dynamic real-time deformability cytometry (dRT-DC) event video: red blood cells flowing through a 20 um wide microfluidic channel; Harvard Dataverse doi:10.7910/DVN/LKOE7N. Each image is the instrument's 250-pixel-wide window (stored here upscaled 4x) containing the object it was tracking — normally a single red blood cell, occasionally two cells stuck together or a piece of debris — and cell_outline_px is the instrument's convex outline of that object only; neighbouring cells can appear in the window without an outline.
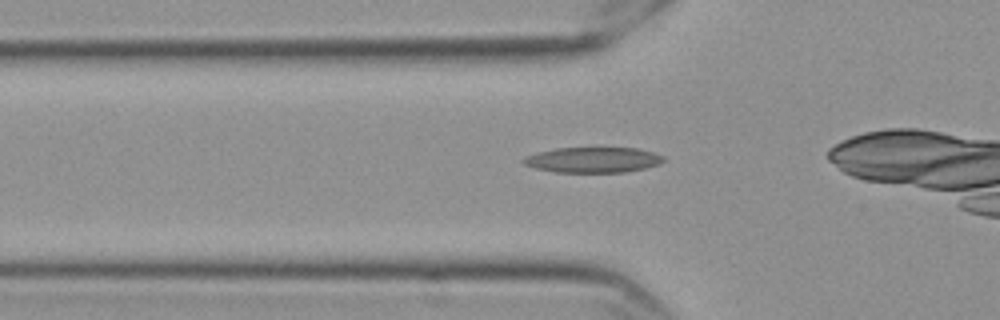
{"species": "Egyptian fruit bat (a non-hibernating species)", "species_latin": "Rousettus aegyptiacus", "temperature_condition": "cold", "stored_images_in_passage": 31, "camera_frame_rate_fps": 3000, "um_per_image_px": 0.085, "frame": {"image": 1, "passage_image": 5, "time_ms": 1.333, "image_size_px": [1000, 320], "cell_outline_px": [[664, 160], [660, 164], [644, 168], [624, 172], [556, 172], [536, 168], [524, 164], [520, 160], [524, 156], [536, 152], [556, 148], [636, 148], [652, 152], [664, 156]], "centroid_in_image_um": [50.37, 13.58], "position_along_channel_um": 75.4, "area_um2": 20.75}}
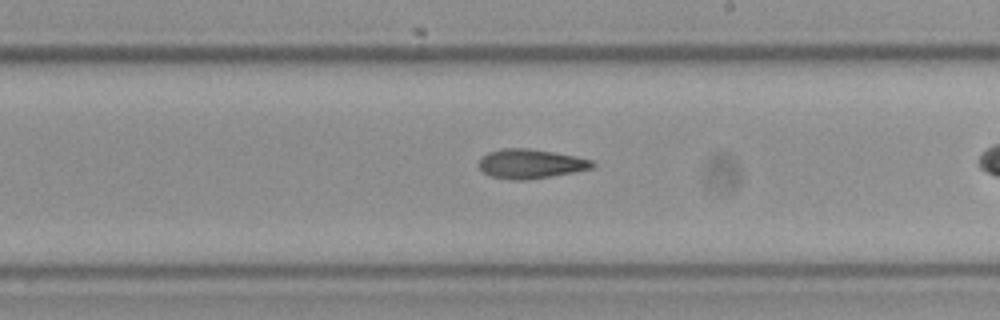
{"frame": {"image": 2, "passage_image": 19, "time_ms": 6.0, "image_size_px": [1000, 320], "cell_outline_px": [[596, 164], [592, 168], [572, 172], [524, 180], [516, 180], [492, 176], [484, 172], [480, 168], [480, 156], [488, 152], [504, 148], [528, 148], [576, 156], [592, 160]], "centroid_in_image_um": [45.09, 13.9], "position_along_channel_um": 243.9, "area_um2": 19.07}}
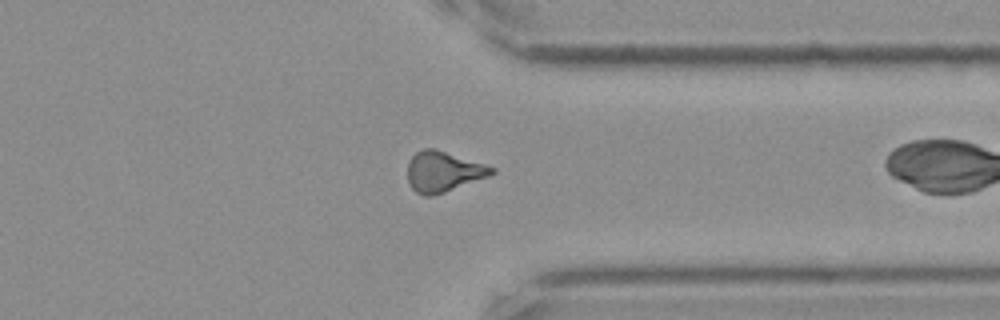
{"frame": {"image": 3, "passage_image": 30, "time_ms": 9.667, "image_size_px": [1000, 320], "cell_outline_px": [[496, 172], [488, 176], [444, 192], [432, 196], [424, 196], [416, 192], [412, 188], [408, 180], [408, 160], [416, 152], [424, 148], [432, 148], [484, 164], [496, 168]], "centroid_in_image_um": [37.65, 14.59], "position_along_channel_um": 373.8, "area_um2": 19.48}}